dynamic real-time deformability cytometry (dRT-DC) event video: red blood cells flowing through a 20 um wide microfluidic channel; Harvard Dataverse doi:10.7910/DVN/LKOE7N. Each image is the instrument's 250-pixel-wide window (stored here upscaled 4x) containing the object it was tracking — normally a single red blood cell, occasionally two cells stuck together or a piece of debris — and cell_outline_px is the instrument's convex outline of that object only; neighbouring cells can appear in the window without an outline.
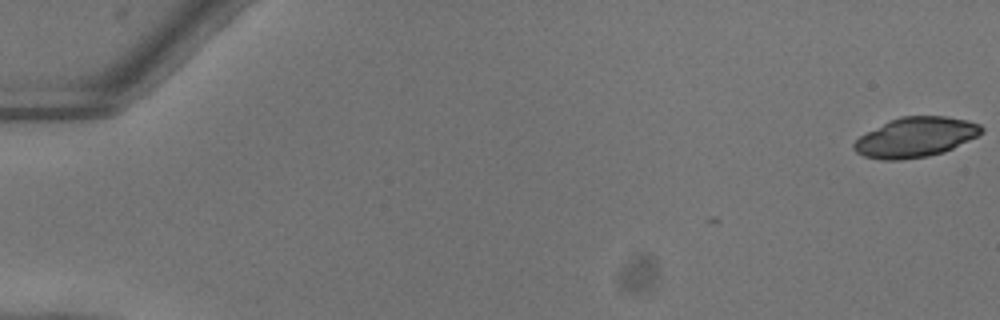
{"species": "common noctule bat (a hibernating species)", "species_latin": "Nyctalus noctula", "temperature_condition": "warm", "stored_images_in_passage": 4, "camera_frame_rate_fps": 3000, "um_per_image_px": 0.085, "animal": {"sex": "female"}, "frame": {"image": 1, "passage_image": 4, "time_ms": 1.0, "image_size_px": [1000, 320], "cell_outline_px": [[984, 132], [944, 152], [928, 156], [900, 160], [884, 160], [864, 156], [856, 152], [852, 148], [852, 144], [860, 136], [888, 120], [900, 116], [948, 116], [968, 120], [980, 124], [984, 128]], "centroid_in_image_um": [77.82, 11.65], "position_along_channel_um": 7.2, "area_um2": 29.65}}